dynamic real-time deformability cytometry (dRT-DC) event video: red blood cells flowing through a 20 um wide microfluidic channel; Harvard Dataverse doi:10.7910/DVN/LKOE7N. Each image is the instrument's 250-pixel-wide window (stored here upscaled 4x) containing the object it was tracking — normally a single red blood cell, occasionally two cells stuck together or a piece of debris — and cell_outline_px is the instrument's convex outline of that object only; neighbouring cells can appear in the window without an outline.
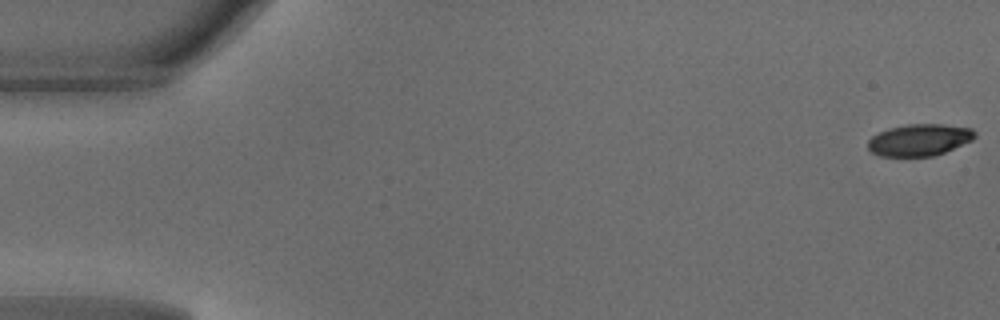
{"species": "common noctule bat (a hibernating species)", "species_latin": "Nyctalus noctula", "temperature_condition": "warm", "stored_images_in_passage": 49, "camera_frame_rate_fps": 3000, "um_per_image_px": 0.085, "animal": {"sex": "male", "body_mass_g": 18.8}, "frame": {"image": 1, "passage_image": 1, "time_ms": 0.0, "image_size_px": [1000, 320], "cell_outline_px": [[976, 136], [972, 140], [944, 152], [932, 156], [880, 156], [872, 152], [868, 148], [868, 140], [872, 136], [888, 128], [908, 124], [944, 124], [972, 128], [976, 132]], "centroid_in_image_um": [78.15, 11.88], "position_along_channel_um": 6.8, "area_um2": 19.77}}
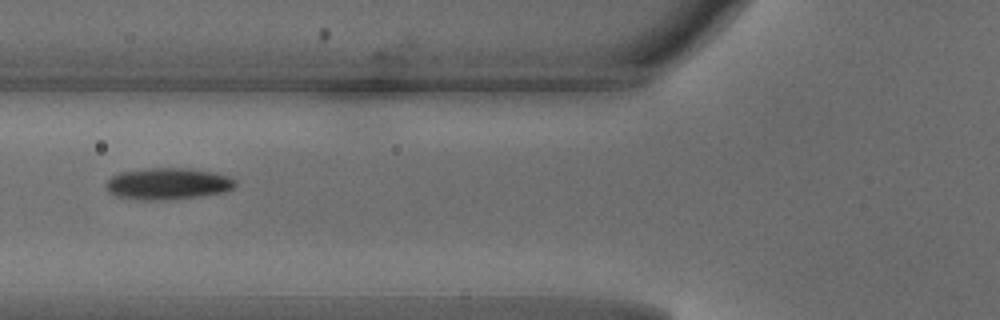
{"frame": {"image": 2, "passage_image": 19, "time_ms": 6.0, "image_size_px": [1000, 320], "cell_outline_px": [[236, 184], [232, 188], [224, 192], [200, 196], [164, 200], [140, 200], [116, 196], [108, 192], [104, 184], [112, 176], [120, 172], [152, 168], [184, 168], [212, 172], [228, 176], [236, 180]], "centroid_in_image_um": [14.24, 15.62], "position_along_channel_um": 111.6, "area_um2": 23.76}}
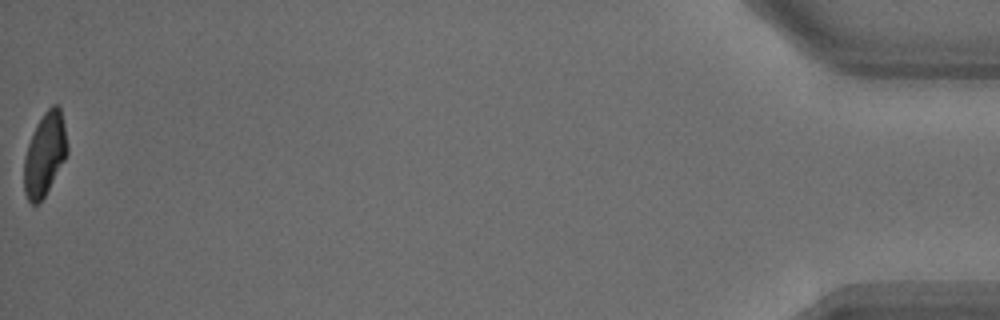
{"frame": {"image": 3, "passage_image": 49, "time_ms": 16.0, "image_size_px": [1000, 320], "cell_outline_px": [[68, 152], [64, 160], [44, 196], [36, 204], [32, 204], [28, 200], [24, 192], [24, 156], [28, 144], [36, 124], [44, 112], [52, 104], [56, 104], [60, 108], [64, 124], [68, 148]], "centroid_in_image_um": [3.79, 13.08], "position_along_channel_um": 431.4, "area_um2": 20.69}, "authors_computed_cell_mechanics": {"area_um2": 22.5998, "velocity_mm_per_s": 4.1725, "shape_relaxation_time_tau1_ms": 2.6224, "shape_relaxation_time_tau2_ms": 1.9321, "deformation_change_tau1": 0.1485, "deformation_change_tau2": 0.0642}}